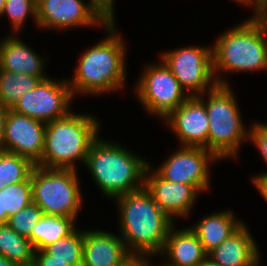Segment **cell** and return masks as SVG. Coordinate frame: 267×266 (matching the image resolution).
I'll return each mask as SVG.
<instances>
[{"mask_svg":"<svg viewBox=\"0 0 267 266\" xmlns=\"http://www.w3.org/2000/svg\"><path fill=\"white\" fill-rule=\"evenodd\" d=\"M116 23L108 21L102 29L106 36L78 56L73 76L66 78L74 99L117 93L127 85L128 49Z\"/></svg>","mask_w":267,"mask_h":266,"instance_id":"obj_1","label":"cell"},{"mask_svg":"<svg viewBox=\"0 0 267 266\" xmlns=\"http://www.w3.org/2000/svg\"><path fill=\"white\" fill-rule=\"evenodd\" d=\"M113 200L119 212L117 233L128 252L134 256L158 257L176 222L161 211L145 187Z\"/></svg>","mask_w":267,"mask_h":266,"instance_id":"obj_2","label":"cell"},{"mask_svg":"<svg viewBox=\"0 0 267 266\" xmlns=\"http://www.w3.org/2000/svg\"><path fill=\"white\" fill-rule=\"evenodd\" d=\"M148 165L141 154L101 136L91 143L84 164L106 200L142 189Z\"/></svg>","mask_w":267,"mask_h":266,"instance_id":"obj_3","label":"cell"},{"mask_svg":"<svg viewBox=\"0 0 267 266\" xmlns=\"http://www.w3.org/2000/svg\"><path fill=\"white\" fill-rule=\"evenodd\" d=\"M214 41L213 73L218 84L230 85L224 77L229 73L267 71V28L252 15L220 33Z\"/></svg>","mask_w":267,"mask_h":266,"instance_id":"obj_4","label":"cell"},{"mask_svg":"<svg viewBox=\"0 0 267 266\" xmlns=\"http://www.w3.org/2000/svg\"><path fill=\"white\" fill-rule=\"evenodd\" d=\"M99 131L100 119L90 113L70 111L65 117L46 123L44 150L36 165L78 170L76 164H85L91 143L101 134Z\"/></svg>","mask_w":267,"mask_h":266,"instance_id":"obj_5","label":"cell"},{"mask_svg":"<svg viewBox=\"0 0 267 266\" xmlns=\"http://www.w3.org/2000/svg\"><path fill=\"white\" fill-rule=\"evenodd\" d=\"M233 90L232 85L217 84L198 96L204 102L208 115V150L219 161L238 159L241 146L248 142L249 128L242 119Z\"/></svg>","mask_w":267,"mask_h":266,"instance_id":"obj_6","label":"cell"},{"mask_svg":"<svg viewBox=\"0 0 267 266\" xmlns=\"http://www.w3.org/2000/svg\"><path fill=\"white\" fill-rule=\"evenodd\" d=\"M30 177L33 202L44 215L70 217L77 222L84 203L78 170L35 165Z\"/></svg>","mask_w":267,"mask_h":266,"instance_id":"obj_7","label":"cell"},{"mask_svg":"<svg viewBox=\"0 0 267 266\" xmlns=\"http://www.w3.org/2000/svg\"><path fill=\"white\" fill-rule=\"evenodd\" d=\"M141 69V74L132 86L134 95L146 113L164 120L189 96L160 58L154 64H145Z\"/></svg>","mask_w":267,"mask_h":266,"instance_id":"obj_8","label":"cell"},{"mask_svg":"<svg viewBox=\"0 0 267 266\" xmlns=\"http://www.w3.org/2000/svg\"><path fill=\"white\" fill-rule=\"evenodd\" d=\"M159 56L189 97L202 95L218 84L213 73L212 45L189 44L159 52Z\"/></svg>","mask_w":267,"mask_h":266,"instance_id":"obj_9","label":"cell"},{"mask_svg":"<svg viewBox=\"0 0 267 266\" xmlns=\"http://www.w3.org/2000/svg\"><path fill=\"white\" fill-rule=\"evenodd\" d=\"M219 160L204 147L178 146L164 162L155 169L164 180L193 185L200 193L211 188V166Z\"/></svg>","mask_w":267,"mask_h":266,"instance_id":"obj_10","label":"cell"},{"mask_svg":"<svg viewBox=\"0 0 267 266\" xmlns=\"http://www.w3.org/2000/svg\"><path fill=\"white\" fill-rule=\"evenodd\" d=\"M73 100L75 99L67 79L58 80L49 76L25 93L11 109L32 119L49 123L72 111Z\"/></svg>","mask_w":267,"mask_h":266,"instance_id":"obj_11","label":"cell"},{"mask_svg":"<svg viewBox=\"0 0 267 266\" xmlns=\"http://www.w3.org/2000/svg\"><path fill=\"white\" fill-rule=\"evenodd\" d=\"M37 26L43 30L60 32L68 29H102L108 20L89 1L83 0H36ZM102 27V28H100Z\"/></svg>","mask_w":267,"mask_h":266,"instance_id":"obj_12","label":"cell"},{"mask_svg":"<svg viewBox=\"0 0 267 266\" xmlns=\"http://www.w3.org/2000/svg\"><path fill=\"white\" fill-rule=\"evenodd\" d=\"M144 187L161 211L173 222L176 218L185 220L190 217L201 194L193 185L164 180L150 165L144 173Z\"/></svg>","mask_w":267,"mask_h":266,"instance_id":"obj_13","label":"cell"},{"mask_svg":"<svg viewBox=\"0 0 267 266\" xmlns=\"http://www.w3.org/2000/svg\"><path fill=\"white\" fill-rule=\"evenodd\" d=\"M46 123L8 109L2 150L28 158L36 165L44 150Z\"/></svg>","mask_w":267,"mask_h":266,"instance_id":"obj_14","label":"cell"},{"mask_svg":"<svg viewBox=\"0 0 267 266\" xmlns=\"http://www.w3.org/2000/svg\"><path fill=\"white\" fill-rule=\"evenodd\" d=\"M180 146L204 147L208 150L209 121L204 102L198 96L188 97L164 120Z\"/></svg>","mask_w":267,"mask_h":266,"instance_id":"obj_15","label":"cell"},{"mask_svg":"<svg viewBox=\"0 0 267 266\" xmlns=\"http://www.w3.org/2000/svg\"><path fill=\"white\" fill-rule=\"evenodd\" d=\"M132 255L120 236L110 231H83L82 266H121Z\"/></svg>","mask_w":267,"mask_h":266,"instance_id":"obj_16","label":"cell"},{"mask_svg":"<svg viewBox=\"0 0 267 266\" xmlns=\"http://www.w3.org/2000/svg\"><path fill=\"white\" fill-rule=\"evenodd\" d=\"M19 36L9 33L0 38V69L33 75L41 80L49 77L45 70L49 56L44 57L35 52L36 50L30 48Z\"/></svg>","mask_w":267,"mask_h":266,"instance_id":"obj_17","label":"cell"},{"mask_svg":"<svg viewBox=\"0 0 267 266\" xmlns=\"http://www.w3.org/2000/svg\"><path fill=\"white\" fill-rule=\"evenodd\" d=\"M176 225L170 228L158 255L164 258L160 262L165 266H198L207 257L199 238L190 227L177 229Z\"/></svg>","mask_w":267,"mask_h":266,"instance_id":"obj_18","label":"cell"},{"mask_svg":"<svg viewBox=\"0 0 267 266\" xmlns=\"http://www.w3.org/2000/svg\"><path fill=\"white\" fill-rule=\"evenodd\" d=\"M244 223L230 237L207 254L220 266H250L261 254L258 243Z\"/></svg>","mask_w":267,"mask_h":266,"instance_id":"obj_19","label":"cell"},{"mask_svg":"<svg viewBox=\"0 0 267 266\" xmlns=\"http://www.w3.org/2000/svg\"><path fill=\"white\" fill-rule=\"evenodd\" d=\"M231 209H223L207 214L196 224L189 226L199 238L204 251L208 254L230 237L245 222L236 217Z\"/></svg>","mask_w":267,"mask_h":266,"instance_id":"obj_20","label":"cell"},{"mask_svg":"<svg viewBox=\"0 0 267 266\" xmlns=\"http://www.w3.org/2000/svg\"><path fill=\"white\" fill-rule=\"evenodd\" d=\"M76 221L70 217L43 215L35 224L29 238L35 251L69 235L76 227Z\"/></svg>","mask_w":267,"mask_h":266,"instance_id":"obj_21","label":"cell"},{"mask_svg":"<svg viewBox=\"0 0 267 266\" xmlns=\"http://www.w3.org/2000/svg\"><path fill=\"white\" fill-rule=\"evenodd\" d=\"M35 250L30 240L16 233L7 223L0 224V256L16 265L34 261Z\"/></svg>","mask_w":267,"mask_h":266,"instance_id":"obj_22","label":"cell"},{"mask_svg":"<svg viewBox=\"0 0 267 266\" xmlns=\"http://www.w3.org/2000/svg\"><path fill=\"white\" fill-rule=\"evenodd\" d=\"M41 81L25 73H11L0 69V104L11 109L28 91Z\"/></svg>","mask_w":267,"mask_h":266,"instance_id":"obj_23","label":"cell"},{"mask_svg":"<svg viewBox=\"0 0 267 266\" xmlns=\"http://www.w3.org/2000/svg\"><path fill=\"white\" fill-rule=\"evenodd\" d=\"M83 230L76 227L69 235L60 238L43 250L52 259L64 260L70 266H82Z\"/></svg>","mask_w":267,"mask_h":266,"instance_id":"obj_24","label":"cell"},{"mask_svg":"<svg viewBox=\"0 0 267 266\" xmlns=\"http://www.w3.org/2000/svg\"><path fill=\"white\" fill-rule=\"evenodd\" d=\"M35 165L26 157L0 150V190L25 181Z\"/></svg>","mask_w":267,"mask_h":266,"instance_id":"obj_25","label":"cell"},{"mask_svg":"<svg viewBox=\"0 0 267 266\" xmlns=\"http://www.w3.org/2000/svg\"><path fill=\"white\" fill-rule=\"evenodd\" d=\"M2 213L8 217L33 202L31 177L25 181L10 184L1 190Z\"/></svg>","mask_w":267,"mask_h":266,"instance_id":"obj_26","label":"cell"},{"mask_svg":"<svg viewBox=\"0 0 267 266\" xmlns=\"http://www.w3.org/2000/svg\"><path fill=\"white\" fill-rule=\"evenodd\" d=\"M36 5V0H6L2 17L6 15V18L9 19L11 34H19L28 18H32L37 25Z\"/></svg>","mask_w":267,"mask_h":266,"instance_id":"obj_27","label":"cell"},{"mask_svg":"<svg viewBox=\"0 0 267 266\" xmlns=\"http://www.w3.org/2000/svg\"><path fill=\"white\" fill-rule=\"evenodd\" d=\"M44 213L32 202L22 210L8 218L7 224L19 235L30 238L35 224L42 218Z\"/></svg>","mask_w":267,"mask_h":266,"instance_id":"obj_28","label":"cell"},{"mask_svg":"<svg viewBox=\"0 0 267 266\" xmlns=\"http://www.w3.org/2000/svg\"><path fill=\"white\" fill-rule=\"evenodd\" d=\"M254 120L249 125L248 129V141L253 143V146L259 151L265 165L267 167V122H260L259 120ZM267 176V170L261 171V174L253 175L252 177H262Z\"/></svg>","mask_w":267,"mask_h":266,"instance_id":"obj_29","label":"cell"},{"mask_svg":"<svg viewBox=\"0 0 267 266\" xmlns=\"http://www.w3.org/2000/svg\"><path fill=\"white\" fill-rule=\"evenodd\" d=\"M108 21H115V0H89Z\"/></svg>","mask_w":267,"mask_h":266,"instance_id":"obj_30","label":"cell"},{"mask_svg":"<svg viewBox=\"0 0 267 266\" xmlns=\"http://www.w3.org/2000/svg\"><path fill=\"white\" fill-rule=\"evenodd\" d=\"M34 262L37 266H70L64 260L52 259L44 250L35 251Z\"/></svg>","mask_w":267,"mask_h":266,"instance_id":"obj_31","label":"cell"},{"mask_svg":"<svg viewBox=\"0 0 267 266\" xmlns=\"http://www.w3.org/2000/svg\"><path fill=\"white\" fill-rule=\"evenodd\" d=\"M254 11V12H253ZM252 16L265 28H267V0H258L254 4Z\"/></svg>","mask_w":267,"mask_h":266,"instance_id":"obj_32","label":"cell"},{"mask_svg":"<svg viewBox=\"0 0 267 266\" xmlns=\"http://www.w3.org/2000/svg\"><path fill=\"white\" fill-rule=\"evenodd\" d=\"M251 183L267 203V176L251 177Z\"/></svg>","mask_w":267,"mask_h":266,"instance_id":"obj_33","label":"cell"},{"mask_svg":"<svg viewBox=\"0 0 267 266\" xmlns=\"http://www.w3.org/2000/svg\"><path fill=\"white\" fill-rule=\"evenodd\" d=\"M153 259L148 256H134L132 255L121 266H149Z\"/></svg>","mask_w":267,"mask_h":266,"instance_id":"obj_34","label":"cell"},{"mask_svg":"<svg viewBox=\"0 0 267 266\" xmlns=\"http://www.w3.org/2000/svg\"><path fill=\"white\" fill-rule=\"evenodd\" d=\"M8 108L0 104V150L3 146L4 127Z\"/></svg>","mask_w":267,"mask_h":266,"instance_id":"obj_35","label":"cell"},{"mask_svg":"<svg viewBox=\"0 0 267 266\" xmlns=\"http://www.w3.org/2000/svg\"><path fill=\"white\" fill-rule=\"evenodd\" d=\"M233 2H236V4H239L241 7H246L248 6L249 8H254V4L250 0H231Z\"/></svg>","mask_w":267,"mask_h":266,"instance_id":"obj_36","label":"cell"},{"mask_svg":"<svg viewBox=\"0 0 267 266\" xmlns=\"http://www.w3.org/2000/svg\"><path fill=\"white\" fill-rule=\"evenodd\" d=\"M8 215L6 213H2V203H1V191H0V224H5L8 221Z\"/></svg>","mask_w":267,"mask_h":266,"instance_id":"obj_37","label":"cell"},{"mask_svg":"<svg viewBox=\"0 0 267 266\" xmlns=\"http://www.w3.org/2000/svg\"><path fill=\"white\" fill-rule=\"evenodd\" d=\"M198 266H220L214 263L209 257H206Z\"/></svg>","mask_w":267,"mask_h":266,"instance_id":"obj_38","label":"cell"},{"mask_svg":"<svg viewBox=\"0 0 267 266\" xmlns=\"http://www.w3.org/2000/svg\"><path fill=\"white\" fill-rule=\"evenodd\" d=\"M0 266H17V265L9 261L4 256H0Z\"/></svg>","mask_w":267,"mask_h":266,"instance_id":"obj_39","label":"cell"},{"mask_svg":"<svg viewBox=\"0 0 267 266\" xmlns=\"http://www.w3.org/2000/svg\"><path fill=\"white\" fill-rule=\"evenodd\" d=\"M5 2H6V0H0V18L3 15V10H4Z\"/></svg>","mask_w":267,"mask_h":266,"instance_id":"obj_40","label":"cell"},{"mask_svg":"<svg viewBox=\"0 0 267 266\" xmlns=\"http://www.w3.org/2000/svg\"><path fill=\"white\" fill-rule=\"evenodd\" d=\"M250 266H262L261 265V256H259Z\"/></svg>","mask_w":267,"mask_h":266,"instance_id":"obj_41","label":"cell"},{"mask_svg":"<svg viewBox=\"0 0 267 266\" xmlns=\"http://www.w3.org/2000/svg\"><path fill=\"white\" fill-rule=\"evenodd\" d=\"M17 266H37V264L33 261L31 263H28V264H22V265H17Z\"/></svg>","mask_w":267,"mask_h":266,"instance_id":"obj_42","label":"cell"},{"mask_svg":"<svg viewBox=\"0 0 267 266\" xmlns=\"http://www.w3.org/2000/svg\"><path fill=\"white\" fill-rule=\"evenodd\" d=\"M153 264V265H152ZM157 263H151L149 266H160V263H158V265H156Z\"/></svg>","mask_w":267,"mask_h":266,"instance_id":"obj_43","label":"cell"},{"mask_svg":"<svg viewBox=\"0 0 267 266\" xmlns=\"http://www.w3.org/2000/svg\"><path fill=\"white\" fill-rule=\"evenodd\" d=\"M253 4H255L258 0H250Z\"/></svg>","mask_w":267,"mask_h":266,"instance_id":"obj_44","label":"cell"}]
</instances>
